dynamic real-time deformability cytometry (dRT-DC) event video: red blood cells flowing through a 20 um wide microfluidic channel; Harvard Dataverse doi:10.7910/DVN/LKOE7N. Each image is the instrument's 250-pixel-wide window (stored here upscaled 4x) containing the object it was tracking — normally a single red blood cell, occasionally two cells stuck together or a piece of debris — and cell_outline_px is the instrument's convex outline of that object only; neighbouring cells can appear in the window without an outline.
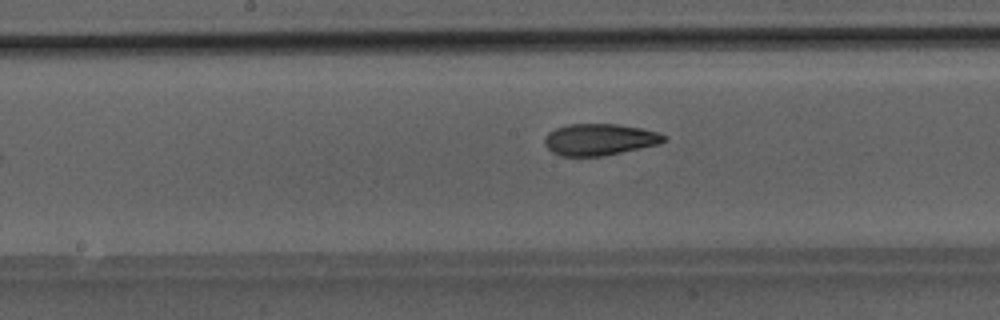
{"species": "Egyptian fruit bat (a non-hibernating species)", "species_latin": "Rousettus aegyptiacus", "temperature_condition": "room temperature", "stored_images_in_passage": 23, "camera_frame_rate_fps": 3000, "um_per_image_px": 0.085, "animal": {"sex": "male"}, "frame": {"image": 1, "passage_image": 9, "time_ms": 2.667, "image_size_px": [1000, 320], "cell_outline_px": [[668, 140], [660, 144], [604, 156], [560, 156], [552, 152], [544, 144], [544, 136], [548, 132], [556, 128], [568, 124], [616, 124], [644, 128], [660, 132], [668, 136]], "centroid_in_image_um": [51.0, 11.85], "position_along_channel_um": 197.2, "area_um2": 22.37}}
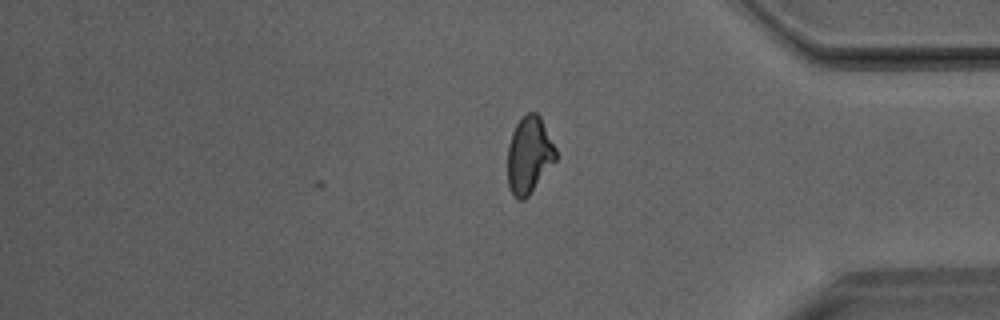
{"frame": {"image": 2, "passage_image": 23, "time_ms": 7.333, "image_size_px": [1000, 320], "cell_outline_px": [[556, 160], [528, 196], [524, 200], [516, 200], [512, 196], [508, 184], [508, 144], [512, 132], [516, 124], [528, 112], [536, 112], [540, 116], [556, 148]], "centroid_in_image_um": [44.97, 13.2], "position_along_channel_um": 390.2, "area_um2": 21.56}}